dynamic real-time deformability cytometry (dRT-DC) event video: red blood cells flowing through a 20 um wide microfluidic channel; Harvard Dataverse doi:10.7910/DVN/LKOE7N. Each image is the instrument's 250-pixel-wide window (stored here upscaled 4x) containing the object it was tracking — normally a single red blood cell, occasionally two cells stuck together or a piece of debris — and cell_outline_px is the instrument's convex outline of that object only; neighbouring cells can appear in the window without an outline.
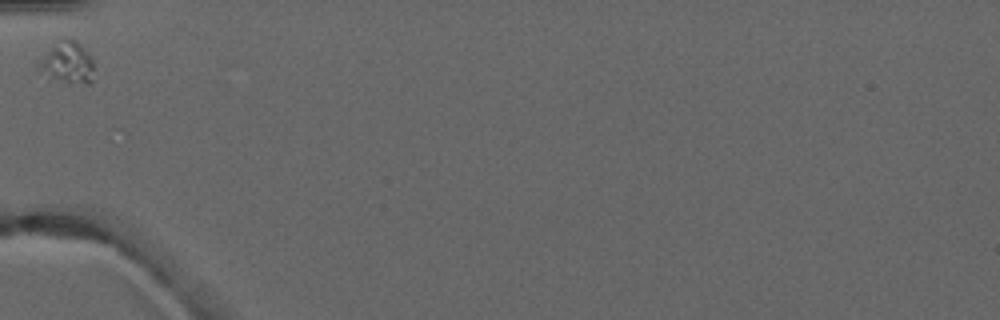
{"species": "common noctule bat (a hibernating species)", "species_latin": "Nyctalus noctula", "temperature_condition": "warm", "stored_images_in_passage": 2, "camera_frame_rate_fps": 3000, "um_per_image_px": 0.085, "animal": {"sex": "male", "forearm_length_mm": 52.5}, "frame": {"image": 1, "passage_image": 1, "time_ms": 0.0, "image_size_px": [1000, 320], "cell_outline_px": [[92, 80], [88, 84], [64, 80], [52, 76], [36, 68], [52, 44], [60, 36], [68, 36], [76, 40], [80, 44], [92, 60]], "centroid_in_image_um": [5.74, 5.21], "position_along_channel_um": 79.3, "area_um2": 12.89}}